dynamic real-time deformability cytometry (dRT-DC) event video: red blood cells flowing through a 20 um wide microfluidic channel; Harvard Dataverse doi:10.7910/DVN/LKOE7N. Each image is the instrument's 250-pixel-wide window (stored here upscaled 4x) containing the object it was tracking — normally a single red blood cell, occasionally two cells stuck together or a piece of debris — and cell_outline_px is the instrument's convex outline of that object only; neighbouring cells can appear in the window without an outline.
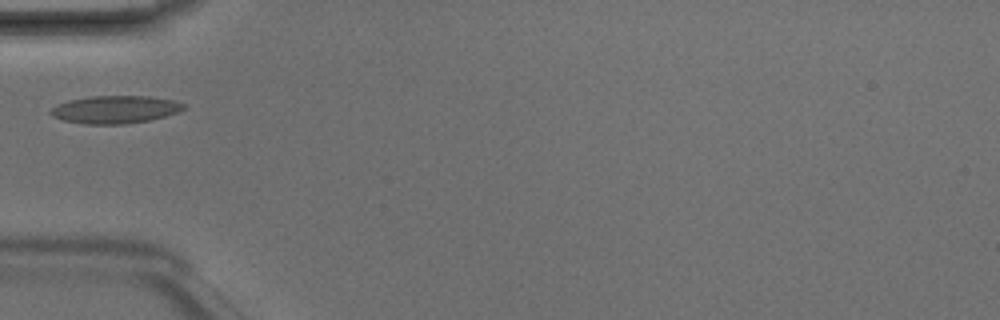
{"species": "Egyptian fruit bat (a non-hibernating species)", "species_latin": "Rousettus aegyptiacus", "temperature_condition": "room temperature", "stored_images_in_passage": 3, "camera_frame_rate_fps": 3000, "um_per_image_px": 0.085, "animal": {"sex": "male"}, "frame": {"image": 1, "passage_image": 3, "time_ms": 0.667, "image_size_px": [1000, 320], "cell_outline_px": [[184, 108], [176, 112], [164, 116], [148, 120], [124, 124], [88, 124], [64, 120], [52, 116], [48, 112], [52, 108], [60, 104], [72, 100], [92, 96], [148, 96], [172, 100], [184, 104]], "centroid_in_image_um": [9.77, 9.31], "position_along_channel_um": 75.2, "area_um2": 20.98}}